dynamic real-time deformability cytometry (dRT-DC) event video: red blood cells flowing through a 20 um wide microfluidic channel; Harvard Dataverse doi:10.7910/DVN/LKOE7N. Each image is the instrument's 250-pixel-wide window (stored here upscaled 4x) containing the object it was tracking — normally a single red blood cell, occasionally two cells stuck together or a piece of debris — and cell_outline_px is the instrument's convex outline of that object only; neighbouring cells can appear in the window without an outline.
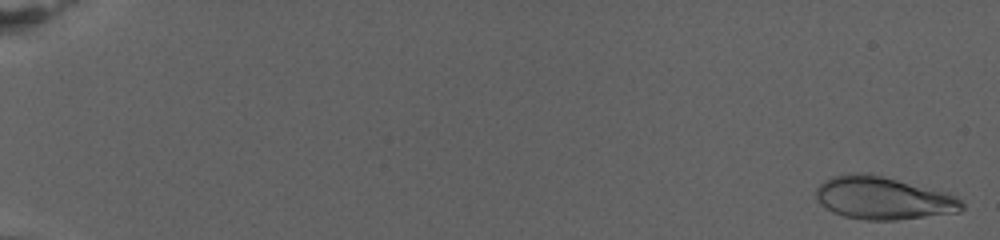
{"species": "human", "species_latin": "Homo sapiens", "temperature_condition": "warm", "stored_images_in_passage": 80, "camera_frame_rate_fps": 3000, "um_per_image_px": 0.085, "donor": {"sex": "female"}, "frame": {"image": 1, "passage_image": 2, "time_ms": 0.333, "image_size_px": [1000, 240], "cell_outline_px": [[964, 208], [960, 212], [896, 220], [864, 220], [844, 216], [832, 212], [820, 204], [816, 200], [816, 188], [824, 180], [832, 176], [852, 172], [868, 172], [948, 192], [956, 196], [964, 204]], "centroid_in_image_um": [75.06, 16.82], "position_along_channel_um": 9.9, "area_um2": 36.82}}
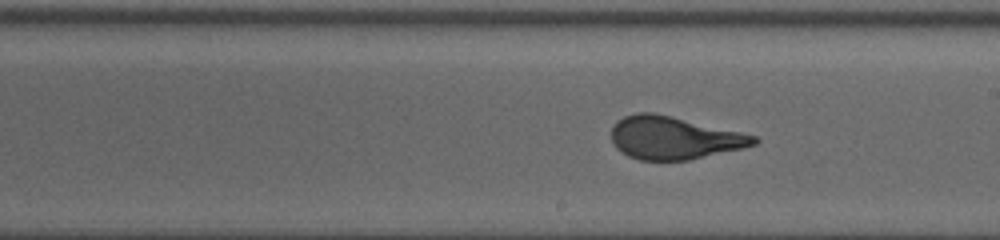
{"frame": {"image": 2, "passage_image": 49, "time_ms": 16.0, "image_size_px": [1000, 240], "cell_outline_px": [[760, 140], [756, 144], [744, 148], [688, 160], [640, 160], [628, 156], [620, 152], [612, 144], [612, 128], [616, 120], [624, 116], [636, 112], [652, 112], [672, 116], [740, 132], [756, 136]], "centroid_in_image_um": [57.26, 11.72], "position_along_channel_um": 231.7, "area_um2": 35.6}}
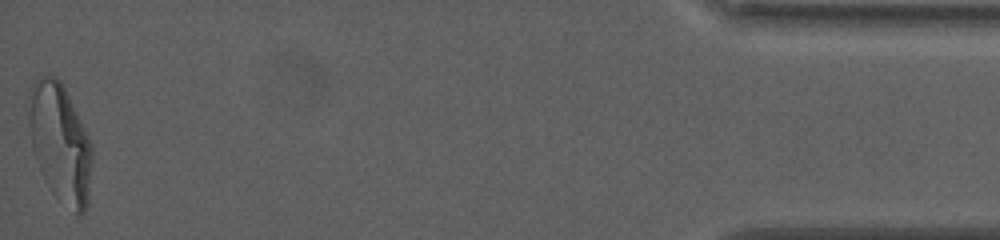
{"frame": {"image": 3, "passage_image": 80, "time_ms": 26.333, "image_size_px": [1000, 240], "cell_outline_px": [[92, 160], [88, 204], [84, 212], [80, 216], [76, 216], [52, 192], [44, 180], [36, 160], [32, 148], [24, 108], [32, 84], [40, 76], [56, 76], [60, 80], [92, 144]], "centroid_in_image_um": [5.07, 12.15], "position_along_channel_um": 430.1, "area_um2": 44.39}, "authors_computed_cell_mechanics": {"area_um2": 35.6048, "velocity_mm_per_s": 2.6894, "shape_relaxation_time_tau1_ms": 8.8514, "shape_relaxation_time_tau2_ms": null, "deformation_change_tau1": 0.2692, "deformation_change_tau2": null}}